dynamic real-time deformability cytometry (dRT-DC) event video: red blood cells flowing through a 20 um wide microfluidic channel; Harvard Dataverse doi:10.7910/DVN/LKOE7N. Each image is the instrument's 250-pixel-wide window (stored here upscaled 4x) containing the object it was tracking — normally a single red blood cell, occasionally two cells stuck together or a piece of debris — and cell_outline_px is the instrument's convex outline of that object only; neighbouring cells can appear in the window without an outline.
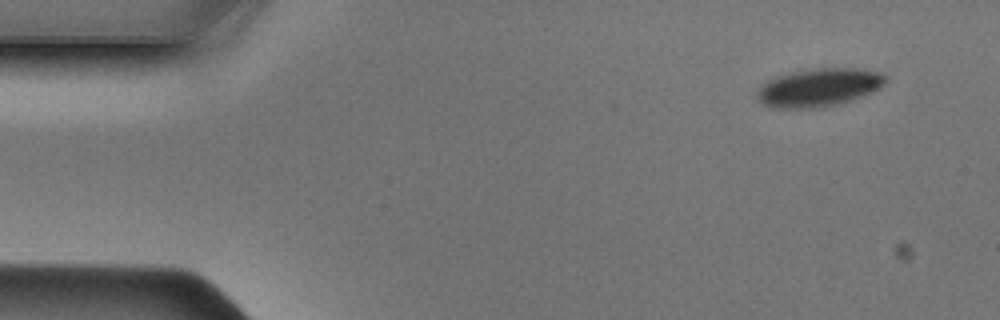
{"species": "Egyptian fruit bat (a non-hibernating species)", "species_latin": "Rousettus aegyptiacus", "temperature_condition": "cold", "stored_images_in_passage": 45, "camera_frame_rate_fps": 3000, "um_per_image_px": 0.085, "animal": {"sex": "male"}, "frame": {"image": 1, "passage_image": 1, "time_ms": 0.0, "image_size_px": [1000, 320], "cell_outline_px": [[888, 80], [880, 88], [872, 92], [852, 100], [840, 104], [820, 108], [772, 108], [760, 104], [756, 100], [756, 96], [760, 88], [768, 80], [780, 76], [796, 72], [820, 68], [852, 68], [880, 72], [888, 76]], "centroid_in_image_um": [69.63, 7.46], "position_along_channel_um": 15.4, "area_um2": 28.55}}
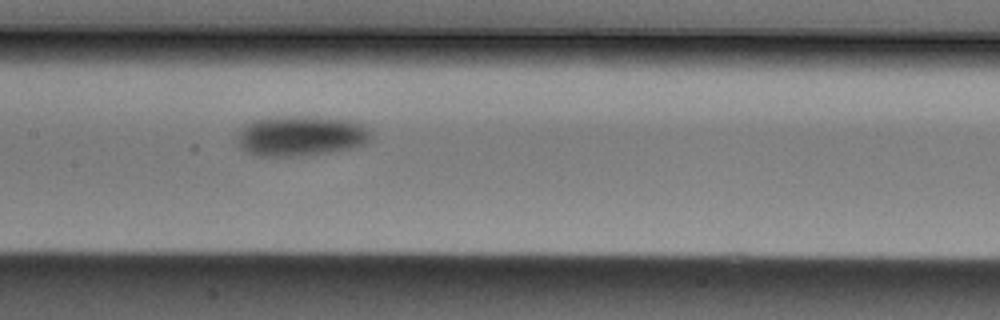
{"frame": {"image": 2, "passage_image": 20, "time_ms": 6.333, "image_size_px": [1000, 320], "cell_outline_px": [[372, 140], [364, 144], [332, 152], [300, 156], [256, 156], [240, 148], [236, 140], [236, 132], [244, 124], [252, 120], [268, 116], [304, 116], [352, 120], [364, 124], [372, 128]], "centroid_in_image_um": [25.55, 11.53], "position_along_channel_um": 181.8, "area_um2": 32.31}}
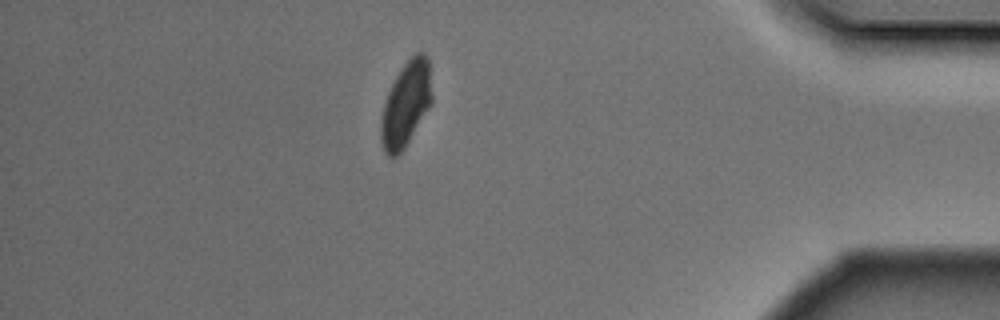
{"frame": {"image": 3, "passage_image": 39, "time_ms": 12.667, "image_size_px": [1000, 320], "cell_outline_px": [[432, 104], [404, 148], [396, 156], [388, 156], [384, 152], [380, 140], [380, 120], [384, 104], [388, 92], [400, 68], [416, 52], [424, 52], [428, 56], [432, 96]], "centroid_in_image_um": [34.5, 8.85], "position_along_channel_um": 400.7, "area_um2": 25.26}}